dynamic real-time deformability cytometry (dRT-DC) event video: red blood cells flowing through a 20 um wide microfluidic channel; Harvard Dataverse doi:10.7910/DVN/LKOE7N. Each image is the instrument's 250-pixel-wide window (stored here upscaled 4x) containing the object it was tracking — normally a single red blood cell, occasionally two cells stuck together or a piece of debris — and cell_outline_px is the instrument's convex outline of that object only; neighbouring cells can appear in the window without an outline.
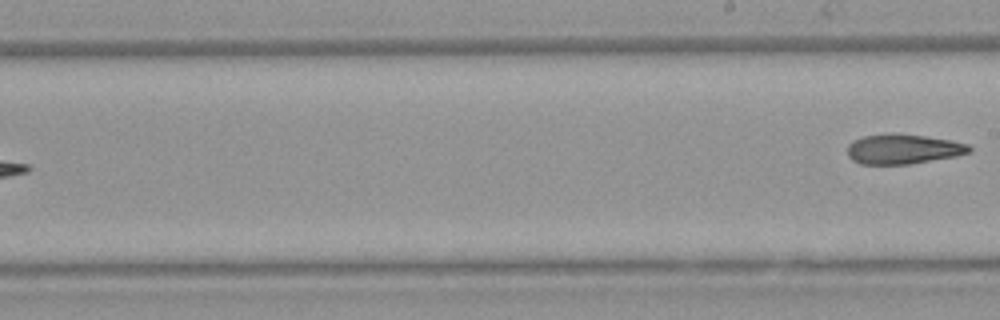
{"species": "Egyptian fruit bat (a non-hibernating species)", "species_latin": "Rousettus aegyptiacus", "temperature_condition": "warm", "stored_images_in_passage": 8, "segment_of_instrument_passage": [2, 2], "camera_frame_rate_fps": 3000, "um_per_image_px": 0.085, "animal": {"sex": "female"}, "frame": {"image": 1, "passage_image": 8, "time_ms": 8.667, "image_size_px": [1000, 320], "cell_outline_px": [[972, 152], [956, 156], [908, 164], [860, 164], [852, 160], [848, 156], [848, 144], [852, 140], [864, 136], [884, 132], [896, 132], [952, 140], [968, 144], [972, 148]], "centroid_in_image_um": [76.75, 12.65], "position_along_channel_um": 212.2, "area_um2": 21.56}}